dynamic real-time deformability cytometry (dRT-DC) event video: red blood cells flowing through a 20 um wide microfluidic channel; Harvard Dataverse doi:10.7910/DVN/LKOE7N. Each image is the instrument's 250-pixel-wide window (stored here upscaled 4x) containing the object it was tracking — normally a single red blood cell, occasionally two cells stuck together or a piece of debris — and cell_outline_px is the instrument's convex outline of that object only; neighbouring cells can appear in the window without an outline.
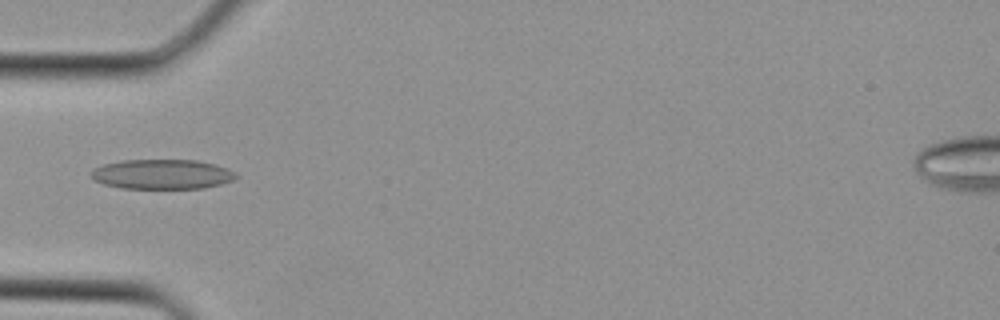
{"species": "Egyptian fruit bat (a non-hibernating species)", "species_latin": "Rousettus aegyptiacus", "temperature_condition": "cold", "stored_images_in_passage": 3, "camera_frame_rate_fps": 3000, "um_per_image_px": 0.085, "animal": {"sex": "female"}, "frame": {"image": 1, "passage_image": 3, "time_ms": 0.667, "image_size_px": [1000, 320], "cell_outline_px": [[240, 176], [232, 180], [220, 184], [204, 188], [120, 188], [104, 184], [96, 180], [92, 176], [92, 168], [104, 164], [124, 160], [196, 160], [216, 164], [228, 168], [236, 172]], "centroid_in_image_um": [13.83, 14.8], "position_along_channel_um": 71.2, "area_um2": 25.14}}